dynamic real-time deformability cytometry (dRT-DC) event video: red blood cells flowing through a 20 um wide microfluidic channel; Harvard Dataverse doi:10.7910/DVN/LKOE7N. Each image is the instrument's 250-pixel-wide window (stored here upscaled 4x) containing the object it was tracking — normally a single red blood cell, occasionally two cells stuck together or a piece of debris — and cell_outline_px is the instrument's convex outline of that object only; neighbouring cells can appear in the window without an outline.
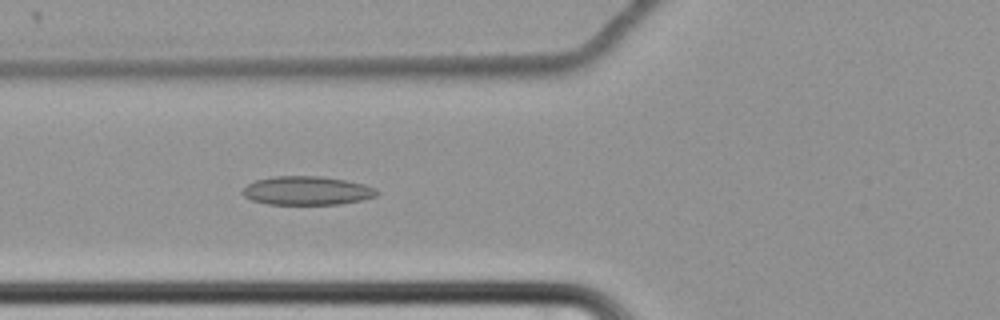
{"species": "common noctule bat (a hibernating species)", "species_latin": "Nyctalus noctula", "temperature_condition": "cold", "stored_images_in_passage": 60, "camera_frame_rate_fps": 3000, "um_per_image_px": 0.085, "animal": {"sex": "female", "body_mass_g": 22.7, "forearm_length_mm": 54.2}, "frame": {"image": 1, "passage_image": 23, "time_ms": 7.333, "image_size_px": [1000, 320], "cell_outline_px": [[380, 192], [376, 196], [360, 200], [340, 204], [268, 204], [252, 200], [244, 196], [240, 192], [248, 184], [256, 180], [272, 176], [320, 176], [344, 180], [364, 184], [376, 188]], "centroid_in_image_um": [26.08, 16.2], "position_along_channel_um": 99.7, "area_um2": 22.43}}
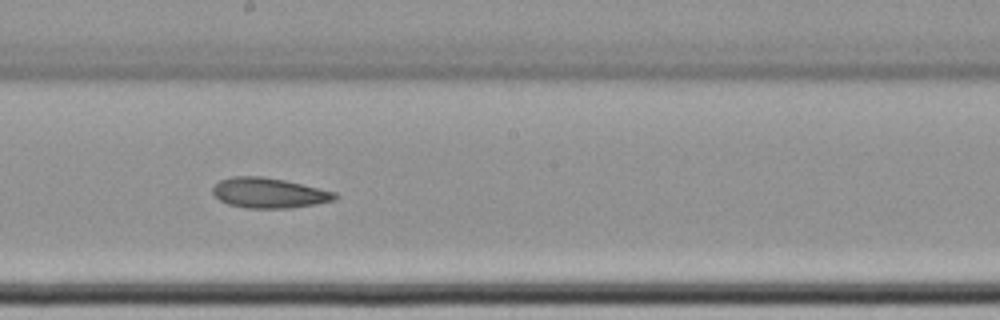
{"frame": {"image": 2, "passage_image": 34, "time_ms": 11.0, "image_size_px": [1000, 320], "cell_outline_px": [[336, 196], [332, 200], [316, 204], [288, 208], [244, 208], [228, 204], [220, 200], [212, 192], [212, 188], [220, 180], [232, 176], [260, 176], [284, 180], [336, 192]], "centroid_in_image_um": [22.82, 16.4], "position_along_channel_um": 225.4, "area_um2": 21.27}}
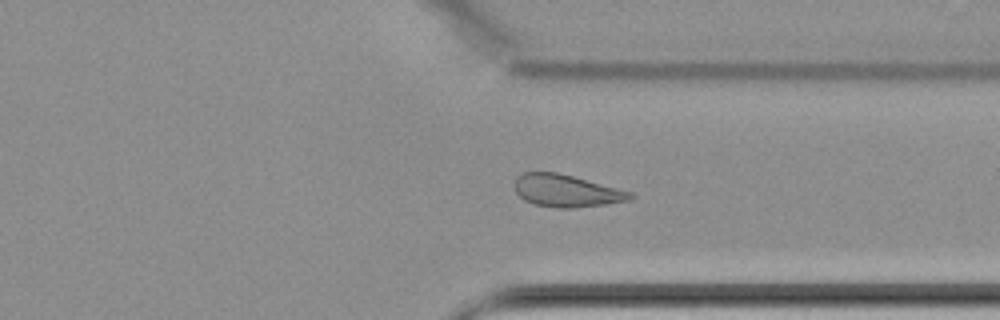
{"frame": {"image": 3, "passage_image": 46, "time_ms": 15.0, "image_size_px": [1000, 320], "cell_outline_px": [[636, 196], [628, 200], [604, 204], [576, 208], [556, 208], [532, 204], [524, 200], [516, 192], [516, 176], [524, 172], [556, 172], [572, 176], [632, 192]], "centroid_in_image_um": [48.12, 16.23], "position_along_channel_um": 363.3, "area_um2": 21.62}}